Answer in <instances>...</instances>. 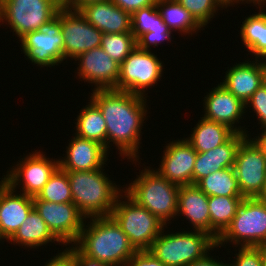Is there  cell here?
<instances>
[{
    "label": "cell",
    "mask_w": 266,
    "mask_h": 266,
    "mask_svg": "<svg viewBox=\"0 0 266 266\" xmlns=\"http://www.w3.org/2000/svg\"><path fill=\"white\" fill-rule=\"evenodd\" d=\"M36 197L47 202L72 203V193L67 172L59 167Z\"/></svg>",
    "instance_id": "32"
},
{
    "label": "cell",
    "mask_w": 266,
    "mask_h": 266,
    "mask_svg": "<svg viewBox=\"0 0 266 266\" xmlns=\"http://www.w3.org/2000/svg\"><path fill=\"white\" fill-rule=\"evenodd\" d=\"M131 19L132 34L139 49L151 51L152 46H158L164 40L171 42L173 31L164 23L156 4L138 9Z\"/></svg>",
    "instance_id": "18"
},
{
    "label": "cell",
    "mask_w": 266,
    "mask_h": 266,
    "mask_svg": "<svg viewBox=\"0 0 266 266\" xmlns=\"http://www.w3.org/2000/svg\"><path fill=\"white\" fill-rule=\"evenodd\" d=\"M266 82V71L258 59L239 62L226 71L223 82H220L234 96L245 104L253 93Z\"/></svg>",
    "instance_id": "22"
},
{
    "label": "cell",
    "mask_w": 266,
    "mask_h": 266,
    "mask_svg": "<svg viewBox=\"0 0 266 266\" xmlns=\"http://www.w3.org/2000/svg\"><path fill=\"white\" fill-rule=\"evenodd\" d=\"M2 239H6L5 236L3 235V233L1 232V229H0V242L2 241Z\"/></svg>",
    "instance_id": "49"
},
{
    "label": "cell",
    "mask_w": 266,
    "mask_h": 266,
    "mask_svg": "<svg viewBox=\"0 0 266 266\" xmlns=\"http://www.w3.org/2000/svg\"><path fill=\"white\" fill-rule=\"evenodd\" d=\"M204 116L203 118L217 123L227 125L235 133L248 134V130L245 126L237 127L239 119L243 120L242 116L245 113V103L234 96L228 89L223 85L218 84L216 87L209 90V93L204 97ZM247 132H246V131Z\"/></svg>",
    "instance_id": "16"
},
{
    "label": "cell",
    "mask_w": 266,
    "mask_h": 266,
    "mask_svg": "<svg viewBox=\"0 0 266 266\" xmlns=\"http://www.w3.org/2000/svg\"><path fill=\"white\" fill-rule=\"evenodd\" d=\"M61 7L56 0H0V23L9 25L20 39L42 29Z\"/></svg>",
    "instance_id": "8"
},
{
    "label": "cell",
    "mask_w": 266,
    "mask_h": 266,
    "mask_svg": "<svg viewBox=\"0 0 266 266\" xmlns=\"http://www.w3.org/2000/svg\"><path fill=\"white\" fill-rule=\"evenodd\" d=\"M234 255L229 266H262V247H240Z\"/></svg>",
    "instance_id": "35"
},
{
    "label": "cell",
    "mask_w": 266,
    "mask_h": 266,
    "mask_svg": "<svg viewBox=\"0 0 266 266\" xmlns=\"http://www.w3.org/2000/svg\"><path fill=\"white\" fill-rule=\"evenodd\" d=\"M44 266H76L74 253L66 247L62 252L48 260Z\"/></svg>",
    "instance_id": "39"
},
{
    "label": "cell",
    "mask_w": 266,
    "mask_h": 266,
    "mask_svg": "<svg viewBox=\"0 0 266 266\" xmlns=\"http://www.w3.org/2000/svg\"><path fill=\"white\" fill-rule=\"evenodd\" d=\"M156 5L164 23L171 31H179L192 36V33H198V30H201L202 27L178 1L157 0Z\"/></svg>",
    "instance_id": "30"
},
{
    "label": "cell",
    "mask_w": 266,
    "mask_h": 266,
    "mask_svg": "<svg viewBox=\"0 0 266 266\" xmlns=\"http://www.w3.org/2000/svg\"><path fill=\"white\" fill-rule=\"evenodd\" d=\"M233 247L266 245V204L255 198H243L231 224L216 240V248L225 243ZM236 245V246H235Z\"/></svg>",
    "instance_id": "6"
},
{
    "label": "cell",
    "mask_w": 266,
    "mask_h": 266,
    "mask_svg": "<svg viewBox=\"0 0 266 266\" xmlns=\"http://www.w3.org/2000/svg\"><path fill=\"white\" fill-rule=\"evenodd\" d=\"M243 197L209 196L210 236L215 240L231 224Z\"/></svg>",
    "instance_id": "28"
},
{
    "label": "cell",
    "mask_w": 266,
    "mask_h": 266,
    "mask_svg": "<svg viewBox=\"0 0 266 266\" xmlns=\"http://www.w3.org/2000/svg\"><path fill=\"white\" fill-rule=\"evenodd\" d=\"M74 243L85 256L106 266H124L137 252L127 235L111 216L89 218Z\"/></svg>",
    "instance_id": "2"
},
{
    "label": "cell",
    "mask_w": 266,
    "mask_h": 266,
    "mask_svg": "<svg viewBox=\"0 0 266 266\" xmlns=\"http://www.w3.org/2000/svg\"><path fill=\"white\" fill-rule=\"evenodd\" d=\"M78 11L103 34L132 32L131 14L116 6L111 0L88 3Z\"/></svg>",
    "instance_id": "20"
},
{
    "label": "cell",
    "mask_w": 266,
    "mask_h": 266,
    "mask_svg": "<svg viewBox=\"0 0 266 266\" xmlns=\"http://www.w3.org/2000/svg\"><path fill=\"white\" fill-rule=\"evenodd\" d=\"M261 66L263 67V69L266 71V52L263 53L259 58H258Z\"/></svg>",
    "instance_id": "46"
},
{
    "label": "cell",
    "mask_w": 266,
    "mask_h": 266,
    "mask_svg": "<svg viewBox=\"0 0 266 266\" xmlns=\"http://www.w3.org/2000/svg\"><path fill=\"white\" fill-rule=\"evenodd\" d=\"M116 6L131 15L138 9L155 5L157 0H111Z\"/></svg>",
    "instance_id": "38"
},
{
    "label": "cell",
    "mask_w": 266,
    "mask_h": 266,
    "mask_svg": "<svg viewBox=\"0 0 266 266\" xmlns=\"http://www.w3.org/2000/svg\"><path fill=\"white\" fill-rule=\"evenodd\" d=\"M62 7H64L70 0H56Z\"/></svg>",
    "instance_id": "48"
},
{
    "label": "cell",
    "mask_w": 266,
    "mask_h": 266,
    "mask_svg": "<svg viewBox=\"0 0 266 266\" xmlns=\"http://www.w3.org/2000/svg\"><path fill=\"white\" fill-rule=\"evenodd\" d=\"M124 266H166L149 250L137 251Z\"/></svg>",
    "instance_id": "37"
},
{
    "label": "cell",
    "mask_w": 266,
    "mask_h": 266,
    "mask_svg": "<svg viewBox=\"0 0 266 266\" xmlns=\"http://www.w3.org/2000/svg\"><path fill=\"white\" fill-rule=\"evenodd\" d=\"M118 64H121L137 47V42L132 32L103 34L101 46Z\"/></svg>",
    "instance_id": "33"
},
{
    "label": "cell",
    "mask_w": 266,
    "mask_h": 266,
    "mask_svg": "<svg viewBox=\"0 0 266 266\" xmlns=\"http://www.w3.org/2000/svg\"><path fill=\"white\" fill-rule=\"evenodd\" d=\"M11 244H18L25 248L30 247L37 249L40 246H45L47 243L60 241L48 229L46 222L33 208L27 215L25 221L21 224L15 234L8 240ZM13 242V243H12Z\"/></svg>",
    "instance_id": "25"
},
{
    "label": "cell",
    "mask_w": 266,
    "mask_h": 266,
    "mask_svg": "<svg viewBox=\"0 0 266 266\" xmlns=\"http://www.w3.org/2000/svg\"><path fill=\"white\" fill-rule=\"evenodd\" d=\"M245 106L246 109L252 107L256 118L258 117V123H261L260 126L264 129L266 127V82L253 93Z\"/></svg>",
    "instance_id": "36"
},
{
    "label": "cell",
    "mask_w": 266,
    "mask_h": 266,
    "mask_svg": "<svg viewBox=\"0 0 266 266\" xmlns=\"http://www.w3.org/2000/svg\"><path fill=\"white\" fill-rule=\"evenodd\" d=\"M7 183L0 181V229L7 242L15 234L33 209V197L14 193Z\"/></svg>",
    "instance_id": "21"
},
{
    "label": "cell",
    "mask_w": 266,
    "mask_h": 266,
    "mask_svg": "<svg viewBox=\"0 0 266 266\" xmlns=\"http://www.w3.org/2000/svg\"><path fill=\"white\" fill-rule=\"evenodd\" d=\"M103 168L91 171H66L72 203L86 219L111 216L118 196L124 191V188L120 189V186L107 177Z\"/></svg>",
    "instance_id": "3"
},
{
    "label": "cell",
    "mask_w": 266,
    "mask_h": 266,
    "mask_svg": "<svg viewBox=\"0 0 266 266\" xmlns=\"http://www.w3.org/2000/svg\"><path fill=\"white\" fill-rule=\"evenodd\" d=\"M21 51L37 66L53 67L64 61V42L61 34L60 9L55 18L42 29L26 33L19 39Z\"/></svg>",
    "instance_id": "10"
},
{
    "label": "cell",
    "mask_w": 266,
    "mask_h": 266,
    "mask_svg": "<svg viewBox=\"0 0 266 266\" xmlns=\"http://www.w3.org/2000/svg\"><path fill=\"white\" fill-rule=\"evenodd\" d=\"M77 116L76 133L78 137L96 141L107 150L106 121L99 108L91 101Z\"/></svg>",
    "instance_id": "27"
},
{
    "label": "cell",
    "mask_w": 266,
    "mask_h": 266,
    "mask_svg": "<svg viewBox=\"0 0 266 266\" xmlns=\"http://www.w3.org/2000/svg\"><path fill=\"white\" fill-rule=\"evenodd\" d=\"M257 198L266 204V180H265V183H264L263 190H262V192L259 194V196Z\"/></svg>",
    "instance_id": "45"
},
{
    "label": "cell",
    "mask_w": 266,
    "mask_h": 266,
    "mask_svg": "<svg viewBox=\"0 0 266 266\" xmlns=\"http://www.w3.org/2000/svg\"><path fill=\"white\" fill-rule=\"evenodd\" d=\"M195 185L207 196L242 197L233 167L210 173Z\"/></svg>",
    "instance_id": "31"
},
{
    "label": "cell",
    "mask_w": 266,
    "mask_h": 266,
    "mask_svg": "<svg viewBox=\"0 0 266 266\" xmlns=\"http://www.w3.org/2000/svg\"><path fill=\"white\" fill-rule=\"evenodd\" d=\"M234 0H224V2L229 6Z\"/></svg>",
    "instance_id": "50"
},
{
    "label": "cell",
    "mask_w": 266,
    "mask_h": 266,
    "mask_svg": "<svg viewBox=\"0 0 266 266\" xmlns=\"http://www.w3.org/2000/svg\"><path fill=\"white\" fill-rule=\"evenodd\" d=\"M216 247V240L198 230L164 233L153 241L149 251L166 266H187L203 259Z\"/></svg>",
    "instance_id": "5"
},
{
    "label": "cell",
    "mask_w": 266,
    "mask_h": 266,
    "mask_svg": "<svg viewBox=\"0 0 266 266\" xmlns=\"http://www.w3.org/2000/svg\"><path fill=\"white\" fill-rule=\"evenodd\" d=\"M246 134L234 133L225 143L207 152L197 153L193 184L210 173L234 166L237 149Z\"/></svg>",
    "instance_id": "23"
},
{
    "label": "cell",
    "mask_w": 266,
    "mask_h": 266,
    "mask_svg": "<svg viewBox=\"0 0 266 266\" xmlns=\"http://www.w3.org/2000/svg\"><path fill=\"white\" fill-rule=\"evenodd\" d=\"M253 139L261 147L262 151L266 156V129H262L261 134H258V136H256V138L254 137Z\"/></svg>",
    "instance_id": "43"
},
{
    "label": "cell",
    "mask_w": 266,
    "mask_h": 266,
    "mask_svg": "<svg viewBox=\"0 0 266 266\" xmlns=\"http://www.w3.org/2000/svg\"><path fill=\"white\" fill-rule=\"evenodd\" d=\"M75 255L76 266H106L103 262L85 256L74 244L68 247Z\"/></svg>",
    "instance_id": "40"
},
{
    "label": "cell",
    "mask_w": 266,
    "mask_h": 266,
    "mask_svg": "<svg viewBox=\"0 0 266 266\" xmlns=\"http://www.w3.org/2000/svg\"><path fill=\"white\" fill-rule=\"evenodd\" d=\"M44 152L35 151L23 157L7 171L2 180L13 190L22 185V193L35 197L59 168V159L47 158ZM17 166V167H16ZM22 181V182H21Z\"/></svg>",
    "instance_id": "11"
},
{
    "label": "cell",
    "mask_w": 266,
    "mask_h": 266,
    "mask_svg": "<svg viewBox=\"0 0 266 266\" xmlns=\"http://www.w3.org/2000/svg\"><path fill=\"white\" fill-rule=\"evenodd\" d=\"M66 146V155L59 159L64 171H91L105 167L109 151L96 141L75 135Z\"/></svg>",
    "instance_id": "19"
},
{
    "label": "cell",
    "mask_w": 266,
    "mask_h": 266,
    "mask_svg": "<svg viewBox=\"0 0 266 266\" xmlns=\"http://www.w3.org/2000/svg\"><path fill=\"white\" fill-rule=\"evenodd\" d=\"M157 171L178 186L193 184V169L197 152L186 138L167 143Z\"/></svg>",
    "instance_id": "15"
},
{
    "label": "cell",
    "mask_w": 266,
    "mask_h": 266,
    "mask_svg": "<svg viewBox=\"0 0 266 266\" xmlns=\"http://www.w3.org/2000/svg\"><path fill=\"white\" fill-rule=\"evenodd\" d=\"M162 64L151 51L136 47L120 64L117 90L147 98V88L157 85V81L162 79Z\"/></svg>",
    "instance_id": "9"
},
{
    "label": "cell",
    "mask_w": 266,
    "mask_h": 266,
    "mask_svg": "<svg viewBox=\"0 0 266 266\" xmlns=\"http://www.w3.org/2000/svg\"><path fill=\"white\" fill-rule=\"evenodd\" d=\"M186 140L197 153L207 152L225 143L235 132L227 125L200 117Z\"/></svg>",
    "instance_id": "26"
},
{
    "label": "cell",
    "mask_w": 266,
    "mask_h": 266,
    "mask_svg": "<svg viewBox=\"0 0 266 266\" xmlns=\"http://www.w3.org/2000/svg\"><path fill=\"white\" fill-rule=\"evenodd\" d=\"M187 11L195 21L202 27L209 24L210 20L215 17L220 9L229 7L224 0H176ZM217 12V13H216Z\"/></svg>",
    "instance_id": "34"
},
{
    "label": "cell",
    "mask_w": 266,
    "mask_h": 266,
    "mask_svg": "<svg viewBox=\"0 0 266 266\" xmlns=\"http://www.w3.org/2000/svg\"><path fill=\"white\" fill-rule=\"evenodd\" d=\"M125 186L123 192L155 215L165 226L172 218H176L180 186L170 183L155 169L144 167L137 178L129 186Z\"/></svg>",
    "instance_id": "4"
},
{
    "label": "cell",
    "mask_w": 266,
    "mask_h": 266,
    "mask_svg": "<svg viewBox=\"0 0 266 266\" xmlns=\"http://www.w3.org/2000/svg\"><path fill=\"white\" fill-rule=\"evenodd\" d=\"M244 2H246L247 4L253 3V5H258L259 8L260 7L262 8L265 6L266 0H234L229 6H233L235 3L240 4V3H244Z\"/></svg>",
    "instance_id": "44"
},
{
    "label": "cell",
    "mask_w": 266,
    "mask_h": 266,
    "mask_svg": "<svg viewBox=\"0 0 266 266\" xmlns=\"http://www.w3.org/2000/svg\"><path fill=\"white\" fill-rule=\"evenodd\" d=\"M209 254L210 253H208L203 259L194 261L187 266H229V263H223L222 261L220 262V260L213 259Z\"/></svg>",
    "instance_id": "41"
},
{
    "label": "cell",
    "mask_w": 266,
    "mask_h": 266,
    "mask_svg": "<svg viewBox=\"0 0 266 266\" xmlns=\"http://www.w3.org/2000/svg\"><path fill=\"white\" fill-rule=\"evenodd\" d=\"M60 24L64 60L76 59L81 53L101 46L103 33L91 25L78 10L61 7Z\"/></svg>",
    "instance_id": "14"
},
{
    "label": "cell",
    "mask_w": 266,
    "mask_h": 266,
    "mask_svg": "<svg viewBox=\"0 0 266 266\" xmlns=\"http://www.w3.org/2000/svg\"><path fill=\"white\" fill-rule=\"evenodd\" d=\"M89 99L99 108L106 121L107 151L109 145L115 144L123 159L137 163L140 159L138 149L143 121L148 114L147 98L116 89H94Z\"/></svg>",
    "instance_id": "1"
},
{
    "label": "cell",
    "mask_w": 266,
    "mask_h": 266,
    "mask_svg": "<svg viewBox=\"0 0 266 266\" xmlns=\"http://www.w3.org/2000/svg\"><path fill=\"white\" fill-rule=\"evenodd\" d=\"M33 208L63 245H73L77 241L86 218L79 212L76 205L47 202L35 196Z\"/></svg>",
    "instance_id": "13"
},
{
    "label": "cell",
    "mask_w": 266,
    "mask_h": 266,
    "mask_svg": "<svg viewBox=\"0 0 266 266\" xmlns=\"http://www.w3.org/2000/svg\"><path fill=\"white\" fill-rule=\"evenodd\" d=\"M249 138L241 141L233 166L243 198L258 197L266 180V156L256 141Z\"/></svg>",
    "instance_id": "12"
},
{
    "label": "cell",
    "mask_w": 266,
    "mask_h": 266,
    "mask_svg": "<svg viewBox=\"0 0 266 266\" xmlns=\"http://www.w3.org/2000/svg\"><path fill=\"white\" fill-rule=\"evenodd\" d=\"M122 198L125 200L123 201ZM111 217L121 227L137 251L149 250L163 228L167 227L125 192L124 195L122 192L118 196Z\"/></svg>",
    "instance_id": "7"
},
{
    "label": "cell",
    "mask_w": 266,
    "mask_h": 266,
    "mask_svg": "<svg viewBox=\"0 0 266 266\" xmlns=\"http://www.w3.org/2000/svg\"><path fill=\"white\" fill-rule=\"evenodd\" d=\"M95 1H102V0H70L64 7L73 10H79L82 6Z\"/></svg>",
    "instance_id": "42"
},
{
    "label": "cell",
    "mask_w": 266,
    "mask_h": 266,
    "mask_svg": "<svg viewBox=\"0 0 266 266\" xmlns=\"http://www.w3.org/2000/svg\"><path fill=\"white\" fill-rule=\"evenodd\" d=\"M207 196L197 185L180 186L178 192L177 216L184 215L193 230L210 235V213Z\"/></svg>",
    "instance_id": "24"
},
{
    "label": "cell",
    "mask_w": 266,
    "mask_h": 266,
    "mask_svg": "<svg viewBox=\"0 0 266 266\" xmlns=\"http://www.w3.org/2000/svg\"><path fill=\"white\" fill-rule=\"evenodd\" d=\"M75 61L78 62L77 77L84 82L94 84V89H116L119 78V68L113 60L101 47L81 53Z\"/></svg>",
    "instance_id": "17"
},
{
    "label": "cell",
    "mask_w": 266,
    "mask_h": 266,
    "mask_svg": "<svg viewBox=\"0 0 266 266\" xmlns=\"http://www.w3.org/2000/svg\"><path fill=\"white\" fill-rule=\"evenodd\" d=\"M262 266H266V245L262 246Z\"/></svg>",
    "instance_id": "47"
},
{
    "label": "cell",
    "mask_w": 266,
    "mask_h": 266,
    "mask_svg": "<svg viewBox=\"0 0 266 266\" xmlns=\"http://www.w3.org/2000/svg\"><path fill=\"white\" fill-rule=\"evenodd\" d=\"M257 8L260 11L245 18L240 27L242 44L255 59L266 52V12Z\"/></svg>",
    "instance_id": "29"
}]
</instances>
